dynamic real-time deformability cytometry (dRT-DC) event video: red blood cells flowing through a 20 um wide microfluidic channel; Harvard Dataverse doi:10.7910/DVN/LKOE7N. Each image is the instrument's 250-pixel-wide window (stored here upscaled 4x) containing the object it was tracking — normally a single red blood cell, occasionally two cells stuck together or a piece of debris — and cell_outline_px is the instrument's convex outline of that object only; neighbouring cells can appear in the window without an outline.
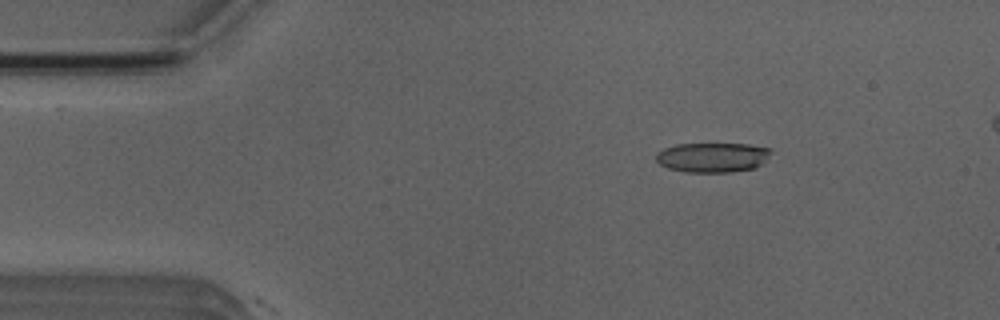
{"species": "Egyptian fruit bat (a non-hibernating species)", "species_latin": "Rousettus aegyptiacus", "temperature_condition": "room temperature", "stored_images_in_passage": 6, "camera_frame_rate_fps": 3000, "um_per_image_px": 0.085, "animal": {"sex": "male"}, "frame": {"image": 1, "passage_image": 3, "time_ms": 2.333, "image_size_px": [1000, 320], "cell_outline_px": [[772, 152], [760, 164], [752, 168], [732, 172], [684, 172], [668, 168], [660, 164], [656, 160], [656, 152], [664, 148], [676, 144], [748, 144], [772, 148]], "centroid_in_image_um": [60.54, 13.37], "position_along_channel_um": 24.5, "area_um2": 19.88}}